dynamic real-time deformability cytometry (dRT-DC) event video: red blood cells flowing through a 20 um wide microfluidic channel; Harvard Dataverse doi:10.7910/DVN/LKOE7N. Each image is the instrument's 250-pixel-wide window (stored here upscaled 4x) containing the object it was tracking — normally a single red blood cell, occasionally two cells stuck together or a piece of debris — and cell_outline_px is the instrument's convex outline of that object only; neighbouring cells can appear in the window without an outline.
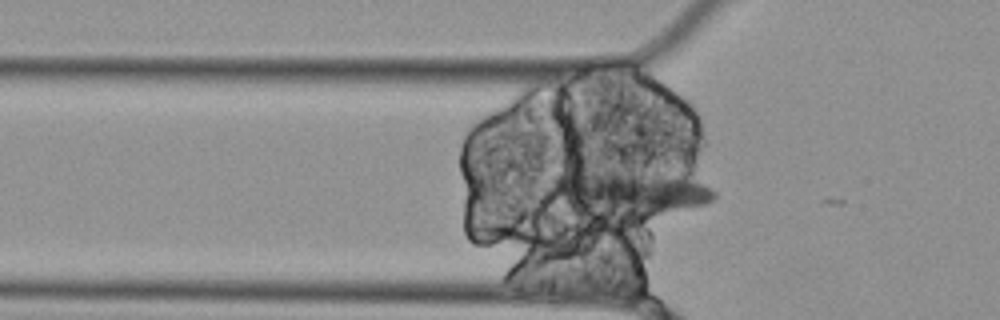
{"species": "Egyptian fruit bat (a non-hibernating species)", "species_latin": "Rousettus aegyptiacus", "temperature_condition": "cold", "stored_images_in_passage": 19, "camera_frame_rate_fps": 3000, "um_per_image_px": 0.085, "animal": {"sex": "female"}, "frame": {"image": 1, "passage_image": 18, "time_ms": 5.667, "image_size_px": [1000, 320], "cell_outline_px": [[716, 196], [712, 200], [704, 204], [648, 216], [628, 216], [576, 212], [564, 200], [560, 176], [560, 172], [684, 172], [712, 188], [716, 192]], "centroid_in_image_um": [53.82, 16.36], "position_along_channel_um": 72.0, "area_um2": 41.27}}